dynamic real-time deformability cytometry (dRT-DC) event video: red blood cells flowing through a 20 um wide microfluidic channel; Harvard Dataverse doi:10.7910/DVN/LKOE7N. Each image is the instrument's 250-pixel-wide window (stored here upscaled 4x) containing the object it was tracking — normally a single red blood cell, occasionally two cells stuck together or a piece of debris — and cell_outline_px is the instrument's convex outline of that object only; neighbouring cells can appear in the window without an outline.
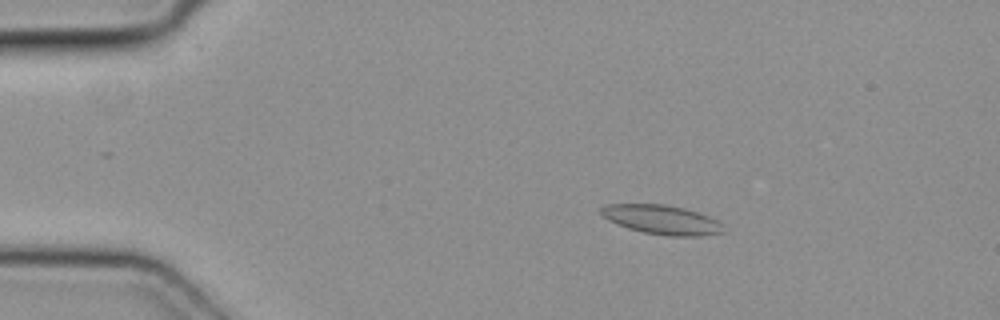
{"species": "common noctule bat (a hibernating species)", "species_latin": "Nyctalus noctula", "temperature_condition": "cold", "stored_images_in_passage": 4, "segment_of_instrument_passage": [1, 2], "camera_frame_rate_fps": 3000, "um_per_image_px": 0.085, "animal": {"sex": "female", "body_mass_g": 19.3, "forearm_length_mm": 54.1}, "frame": {"image": 1, "passage_image": 2, "time_ms": 0.333, "image_size_px": [1000, 320], "cell_outline_px": [[724, 232], [704, 236], [668, 236], [644, 232], [628, 228], [616, 224], [608, 220], [600, 212], [600, 208], [604, 204], [664, 204], [684, 208], [720, 220]], "centroid_in_image_um": [56.26, 18.67], "position_along_channel_um": 28.7, "area_um2": 20.92}}